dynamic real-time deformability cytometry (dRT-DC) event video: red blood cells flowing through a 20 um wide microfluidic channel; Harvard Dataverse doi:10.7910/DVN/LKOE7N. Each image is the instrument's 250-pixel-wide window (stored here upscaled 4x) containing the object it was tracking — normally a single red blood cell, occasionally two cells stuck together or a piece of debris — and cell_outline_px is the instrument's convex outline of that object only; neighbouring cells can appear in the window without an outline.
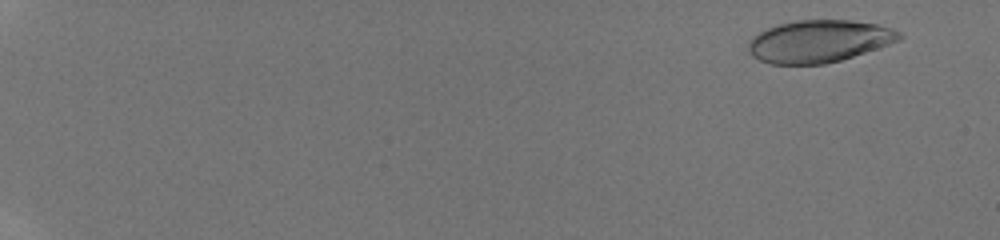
{"species": "human", "species_latin": "Homo sapiens", "temperature_condition": "room temperature", "stored_images_in_passage": 31, "camera_frame_rate_fps": 3000, "um_per_image_px": 0.085, "donor": {"sex": "male"}, "frame": {"image": 1, "passage_image": 4, "time_ms": 1.333, "image_size_px": [1000, 240], "cell_outline_px": [[904, 36], [900, 40], [840, 60], [824, 64], [772, 64], [760, 60], [752, 56], [748, 52], [748, 44], [752, 36], [776, 24], [796, 20], [848, 20], [880, 24], [892, 28], [900, 32]], "centroid_in_image_um": [69.6, 3.49], "position_along_channel_um": 15.4, "area_um2": 37.17}}
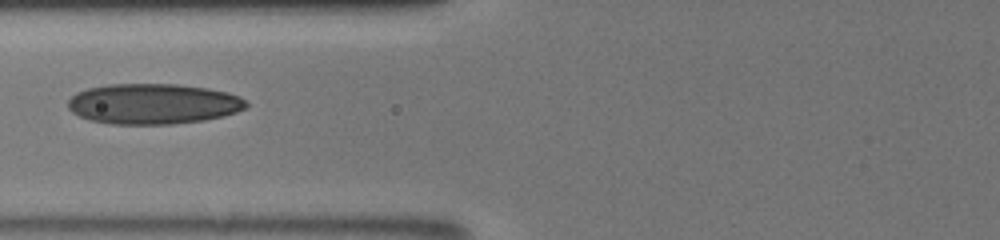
{"frame": {"image": 2, "passage_image": 15, "time_ms": 8.667, "image_size_px": [1000, 240], "cell_outline_px": [[248, 108], [224, 116], [204, 120], [172, 124], [112, 124], [88, 120], [72, 112], [68, 108], [68, 100], [76, 92], [88, 88], [108, 84], [176, 84], [208, 88], [228, 92], [240, 96], [248, 104]], "centroid_in_image_um": [13.03, 8.83], "position_along_channel_um": 112.8, "area_um2": 42.31}}
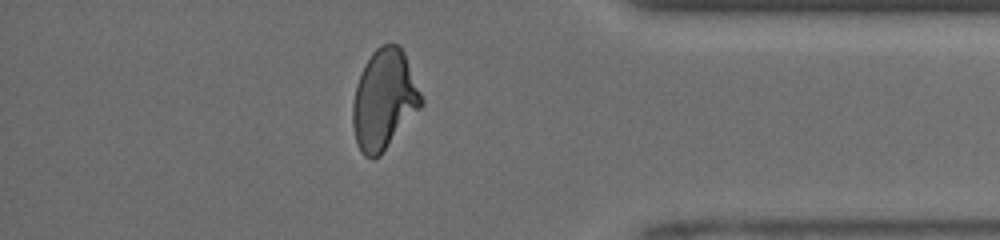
{"frame": {"image": 3, "passage_image": 28, "time_ms": 16.0, "image_size_px": [1000, 240], "cell_outline_px": [[424, 100], [420, 108], [380, 156], [372, 160], [364, 156], [356, 140], [352, 124], [352, 104], [356, 84], [364, 64], [372, 52], [380, 44], [396, 44], [404, 52]], "centroid_in_image_um": [32.63, 8.47], "position_along_channel_um": 402.6, "area_um2": 39.82}, "authors_computed_cell_mechanics": {"area_um2": 39.015, "velocity_mm_per_s": 4.1545, "shape_relaxation_time_tau1_ms": 7.2233, "shape_relaxation_time_tau2_ms": 1.023, "deformation_change_tau1": 0.2017, "deformation_change_tau2": 0.0618}}